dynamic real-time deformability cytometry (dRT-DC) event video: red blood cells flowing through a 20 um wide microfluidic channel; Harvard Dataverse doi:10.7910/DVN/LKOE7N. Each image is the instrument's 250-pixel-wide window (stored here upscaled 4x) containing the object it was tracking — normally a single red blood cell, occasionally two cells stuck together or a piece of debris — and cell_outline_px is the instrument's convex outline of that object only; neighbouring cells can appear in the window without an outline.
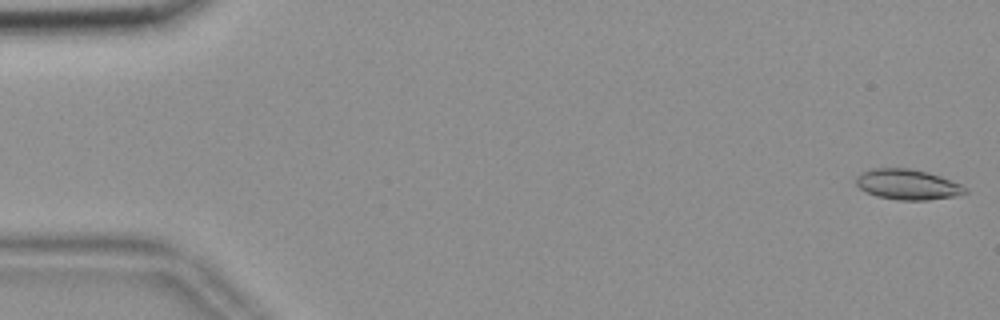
{"species": "common noctule bat (a hibernating species)", "species_latin": "Nyctalus noctula", "temperature_condition": "room temperature", "stored_images_in_passage": 57, "segment_of_instrument_passage": [1, 2], "camera_frame_rate_fps": 3000, "um_per_image_px": 0.085, "animal": {"sex": "female", "body_mass_g": 18.4}, "frame": {"image": 1, "passage_image": 1, "time_ms": 0.0, "image_size_px": [1000, 320], "cell_outline_px": [[968, 192], [956, 196], [928, 200], [896, 200], [876, 196], [860, 188], [856, 184], [856, 176], [860, 172], [872, 168], [908, 168], [940, 176], [960, 184], [968, 188]], "centroid_in_image_um": [77.13, 15.68], "position_along_channel_um": 7.9, "area_um2": 19.31}}
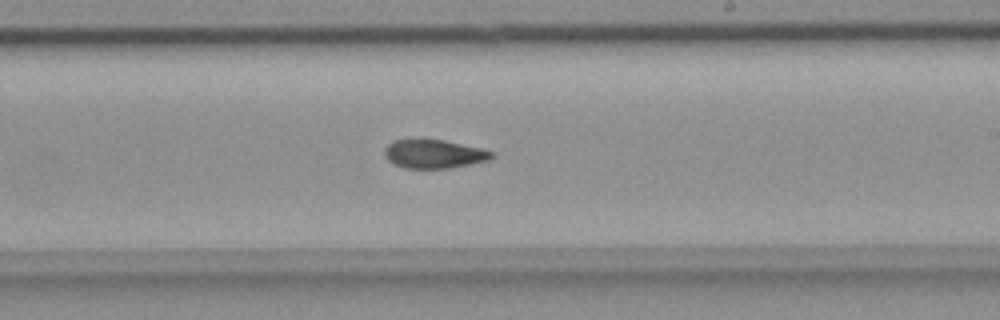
{"frame": {"image": 2, "passage_image": 33, "time_ms": 10.667, "image_size_px": [1000, 320], "cell_outline_px": [[496, 156], [488, 160], [472, 164], [452, 168], [404, 168], [392, 164], [384, 156], [384, 148], [392, 140], [444, 140], [480, 148], [492, 152]], "centroid_in_image_um": [36.86, 13.1], "position_along_channel_um": 252.1, "area_um2": 17.92}}
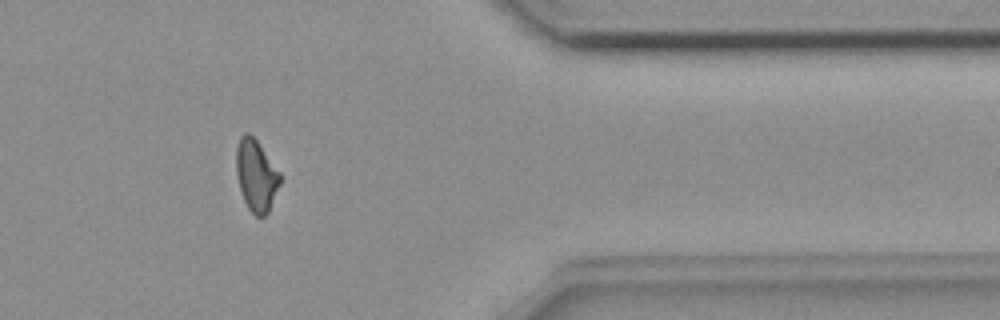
{"frame": {"image": 3, "passage_image": 46, "time_ms": 15.0, "image_size_px": [1000, 320], "cell_outline_px": [[280, 184], [268, 212], [264, 216], [256, 216], [248, 208], [244, 200], [240, 188], [236, 172], [236, 148], [240, 136], [244, 132], [248, 132], [256, 140], [280, 172]], "centroid_in_image_um": [21.76, 14.9], "position_along_channel_um": 389.6, "area_um2": 18.09}}